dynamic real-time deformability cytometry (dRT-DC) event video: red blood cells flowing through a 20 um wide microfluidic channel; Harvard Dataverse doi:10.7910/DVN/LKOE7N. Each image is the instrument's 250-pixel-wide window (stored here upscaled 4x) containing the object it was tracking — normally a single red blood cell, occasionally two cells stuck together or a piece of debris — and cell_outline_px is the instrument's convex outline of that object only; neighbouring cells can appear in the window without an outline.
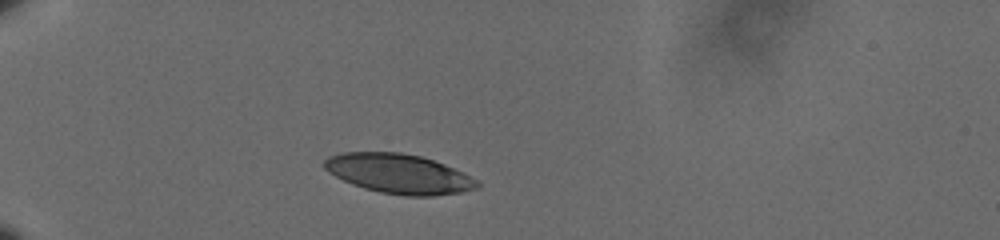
{"species": "human", "species_latin": "Homo sapiens", "temperature_condition": "cold", "stored_images_in_passage": 37, "camera_frame_rate_fps": 3000, "um_per_image_px": 0.085, "donor": {"sex": "male"}, "frame": {"image": 1, "passage_image": 1, "time_ms": 0.0, "image_size_px": [1000, 240], "cell_outline_px": [[480, 184], [476, 188], [460, 192], [432, 196], [404, 196], [380, 192], [364, 188], [352, 184], [328, 172], [324, 168], [324, 160], [328, 156], [344, 152], [400, 152], [420, 156], [444, 164], [476, 180]], "centroid_in_image_um": [33.85, 14.77], "position_along_channel_um": 51.1, "area_um2": 34.85}}
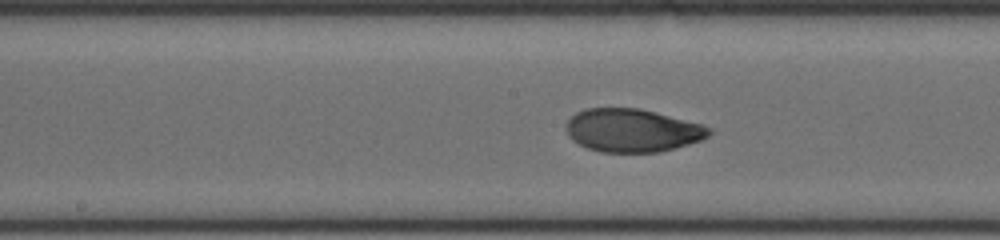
{"frame": {"image": 2, "passage_image": 16, "time_ms": 5.0, "image_size_px": [1000, 240], "cell_outline_px": [[712, 132], [708, 136], [700, 140], [676, 148], [660, 152], [600, 152], [588, 148], [572, 140], [568, 136], [564, 128], [568, 120], [576, 112], [588, 108], [640, 108], [656, 112], [700, 124], [712, 128]], "centroid_in_image_um": [53.72, 11.08], "position_along_channel_um": 194.5, "area_um2": 35.95}}
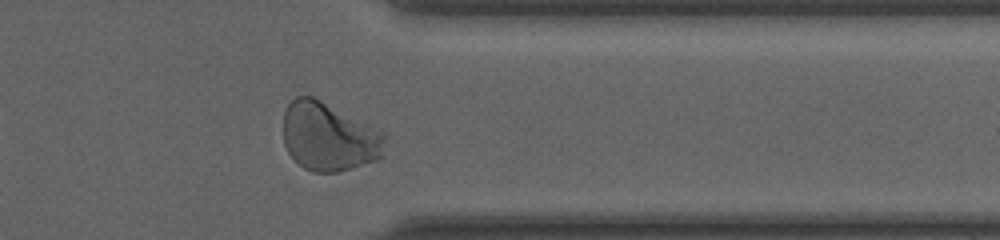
{"frame": {"image": 3, "passage_image": 32, "time_ms": 10.333, "image_size_px": [1000, 240], "cell_outline_px": [[388, 136], [380, 160], [340, 172], [312, 172], [304, 168], [288, 152], [284, 144], [284, 112], [288, 104], [296, 96], [312, 96], [384, 132]], "centroid_in_image_um": [27.98, 11.65], "position_along_channel_um": 383.4, "area_um2": 40.75}, "authors_computed_cell_mechanics": {"area_um2": 36.5874, "velocity_mm_per_s": 3.5723, "shape_relaxation_time_tau1_ms": 3.3347, "shape_relaxation_time_tau2_ms": null, "deformation_change_tau1": 0.169, "deformation_change_tau2": null}}